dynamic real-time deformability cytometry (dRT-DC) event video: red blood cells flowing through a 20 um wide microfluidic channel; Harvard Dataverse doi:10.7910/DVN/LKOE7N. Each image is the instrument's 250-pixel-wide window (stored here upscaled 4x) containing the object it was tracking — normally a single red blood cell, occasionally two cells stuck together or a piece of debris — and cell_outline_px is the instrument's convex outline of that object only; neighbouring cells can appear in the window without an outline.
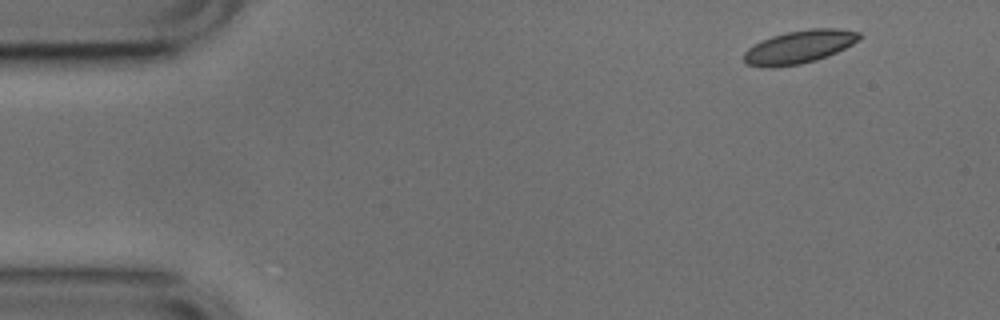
{"species": "common noctule bat (a hibernating species)", "species_latin": "Nyctalus noctula", "temperature_condition": "cold", "stored_images_in_passage": 26, "camera_frame_rate_fps": 3000, "um_per_image_px": 0.085, "animal": {"sex": "male", "body_mass_g": 17.9, "forearm_length_mm": 54.2}, "frame": {"image": 1, "passage_image": 1, "time_ms": 0.0, "image_size_px": [1000, 320], "cell_outline_px": [[864, 36], [860, 40], [836, 52], [816, 60], [800, 64], [772, 68], [768, 68], [744, 64], [744, 52], [748, 48], [760, 40], [772, 36], [788, 32], [812, 28], [840, 28], [860, 32]], "centroid_in_image_um": [67.94, 3.98], "position_along_channel_um": 17.1, "area_um2": 22.43}}
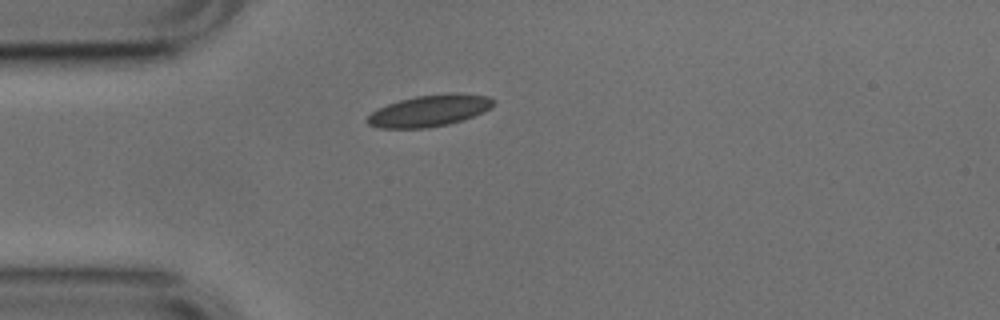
{"frame": {"image": 2, "passage_image": 10, "time_ms": 3.0, "image_size_px": [1000, 320], "cell_outline_px": [[496, 100], [484, 112], [448, 124], [428, 128], [380, 128], [368, 124], [364, 120], [376, 108], [400, 100], [416, 96], [448, 92], [456, 92], [488, 96]], "centroid_in_image_um": [36.47, 9.4], "position_along_channel_um": 48.5, "area_um2": 23.24}}
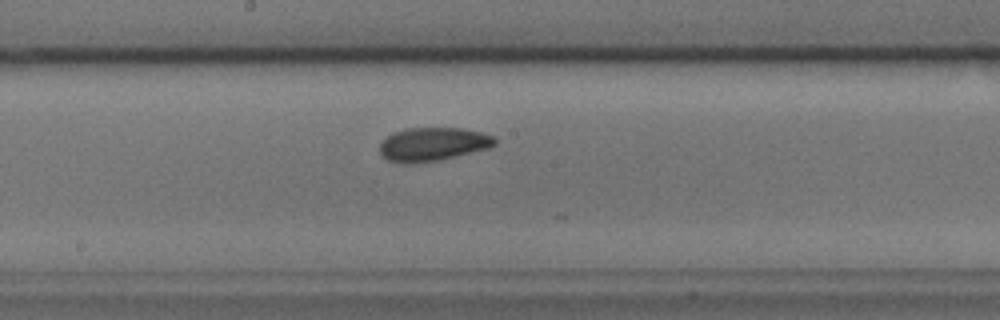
{"frame": {"image": 3, "passage_image": 24, "time_ms": 7.667, "image_size_px": [1000, 320], "cell_outline_px": [[496, 144], [488, 148], [436, 160], [412, 164], [404, 164], [388, 160], [380, 152], [380, 144], [388, 136], [404, 128], [460, 128], [480, 132], [492, 136], [496, 140]], "centroid_in_image_um": [36.77, 12.25], "position_along_channel_um": 211.4, "area_um2": 22.08}}